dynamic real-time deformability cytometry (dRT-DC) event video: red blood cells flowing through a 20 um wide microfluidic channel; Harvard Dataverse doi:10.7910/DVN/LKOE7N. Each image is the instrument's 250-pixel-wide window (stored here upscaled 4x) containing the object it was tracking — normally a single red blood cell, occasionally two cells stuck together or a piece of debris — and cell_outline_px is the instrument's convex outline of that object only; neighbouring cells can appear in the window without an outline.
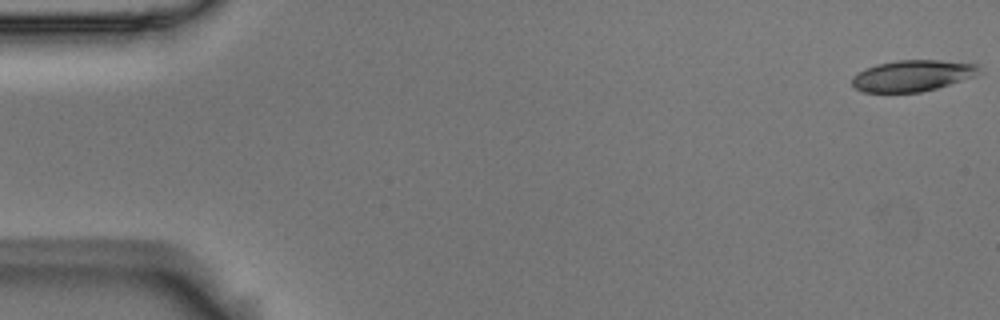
{"species": "Egyptian fruit bat (a non-hibernating species)", "species_latin": "Rousettus aegyptiacus", "temperature_condition": "room temperature", "stored_images_in_passage": 55, "camera_frame_rate_fps": 3000, "um_per_image_px": 0.085, "animal": {"sex": "male"}, "frame": {"image": 1, "passage_image": 1, "time_ms": 0.0, "image_size_px": [1000, 320], "cell_outline_px": [[984, 72], [976, 76], [936, 88], [920, 92], [864, 92], [856, 88], [852, 84], [852, 76], [876, 64], [896, 60], [940, 60], [980, 64]], "centroid_in_image_um": [77.64, 6.42], "position_along_channel_um": 7.4, "area_um2": 23.24}}
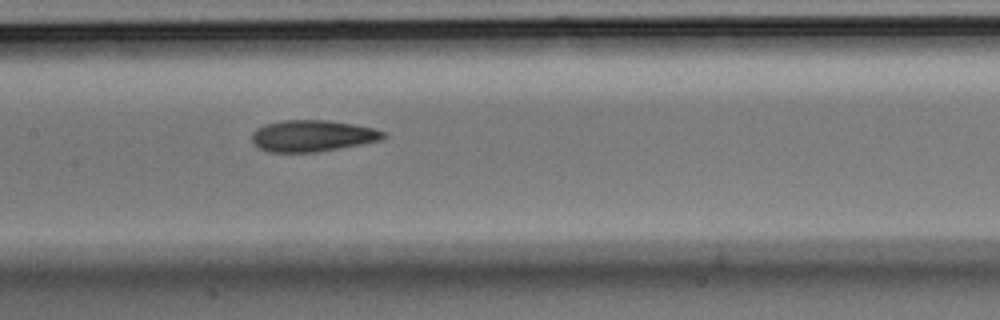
{"frame": {"image": 2, "passage_image": 27, "time_ms": 8.667, "image_size_px": [1000, 320], "cell_outline_px": [[388, 136], [384, 140], [316, 152], [268, 152], [260, 148], [252, 140], [252, 132], [256, 128], [268, 124], [284, 120], [328, 120], [352, 124], [372, 128], [384, 132]], "centroid_in_image_um": [26.58, 11.55], "position_along_channel_um": 180.8, "area_um2": 23.99}}
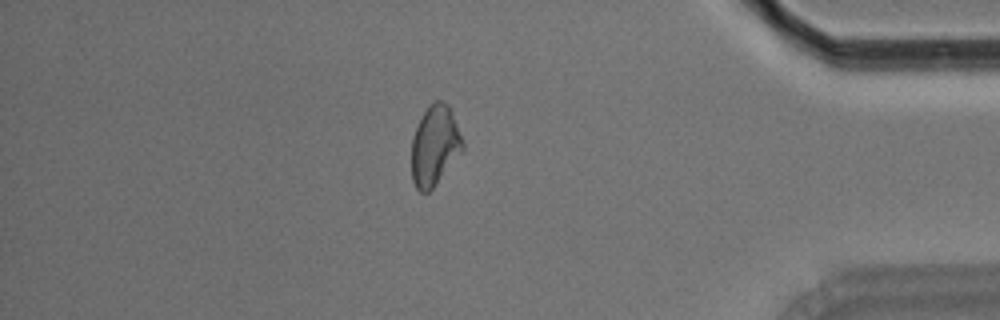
{"frame": {"image": 3, "passage_image": 48, "time_ms": 15.667, "image_size_px": [1000, 320], "cell_outline_px": [[464, 148], [432, 188], [428, 192], [420, 192], [416, 188], [412, 180], [412, 136], [428, 104], [436, 100], [440, 100], [448, 104], [452, 112], [464, 144]], "centroid_in_image_um": [36.94, 12.35], "position_along_channel_um": 398.3, "area_um2": 23.47}}